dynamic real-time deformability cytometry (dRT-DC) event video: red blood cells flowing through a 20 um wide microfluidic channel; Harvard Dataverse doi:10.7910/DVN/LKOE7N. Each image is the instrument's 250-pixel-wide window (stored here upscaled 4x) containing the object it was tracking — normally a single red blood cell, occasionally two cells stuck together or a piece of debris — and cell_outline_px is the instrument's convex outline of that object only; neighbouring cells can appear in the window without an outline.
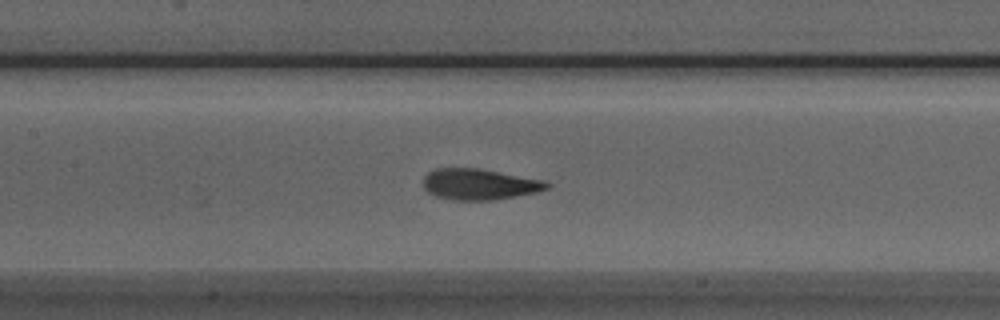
{"species": "Egyptian fruit bat (a non-hibernating species)", "species_latin": "Rousettus aegyptiacus", "temperature_condition": "room temperature", "stored_images_in_passage": 27, "camera_frame_rate_fps": 3000, "um_per_image_px": 0.085, "animal": {"sex": "male"}, "frame": {"image": 1, "passage_image": 8, "time_ms": 2.333, "image_size_px": [1000, 320], "cell_outline_px": [[552, 184], [548, 188], [536, 192], [516, 196], [492, 200], [452, 200], [436, 196], [428, 192], [424, 188], [424, 176], [428, 172], [436, 168], [476, 168], [544, 180]], "centroid_in_image_um": [40.74, 15.66], "position_along_channel_um": 166.7, "area_um2": 22.2}}
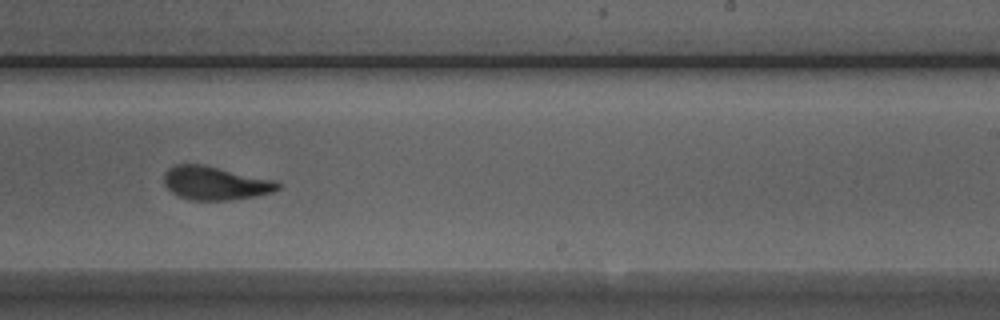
{"frame": {"image": 2, "passage_image": 16, "time_ms": 5.0, "image_size_px": [1000, 320], "cell_outline_px": [[280, 188], [272, 192], [256, 196], [232, 200], [188, 200], [176, 196], [164, 184], [164, 176], [168, 168], [172, 164], [204, 164], [272, 180], [280, 184]], "centroid_in_image_um": [18.24, 15.57], "position_along_channel_um": 270.8, "area_um2": 22.25}}
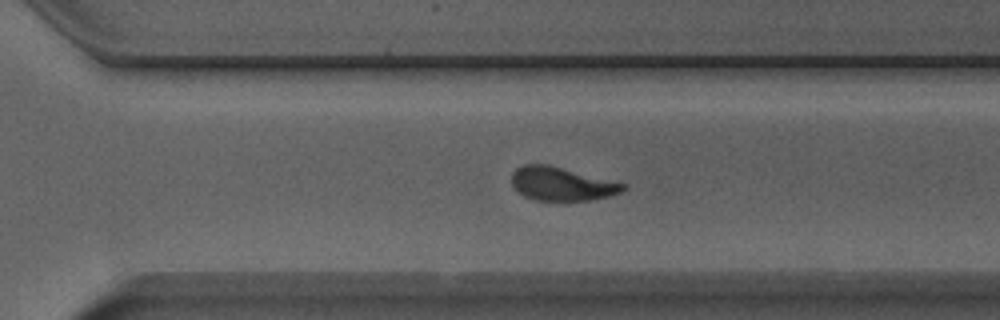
{"frame": {"image": 3, "passage_image": 20, "time_ms": 6.333, "image_size_px": [1000, 320], "cell_outline_px": [[628, 188], [620, 192], [608, 196], [588, 200], [536, 200], [524, 196], [512, 188], [512, 172], [516, 168], [524, 164], [548, 164], [628, 184]], "centroid_in_image_um": [47.73, 15.62], "position_along_channel_um": 322.9, "area_um2": 21.85}}